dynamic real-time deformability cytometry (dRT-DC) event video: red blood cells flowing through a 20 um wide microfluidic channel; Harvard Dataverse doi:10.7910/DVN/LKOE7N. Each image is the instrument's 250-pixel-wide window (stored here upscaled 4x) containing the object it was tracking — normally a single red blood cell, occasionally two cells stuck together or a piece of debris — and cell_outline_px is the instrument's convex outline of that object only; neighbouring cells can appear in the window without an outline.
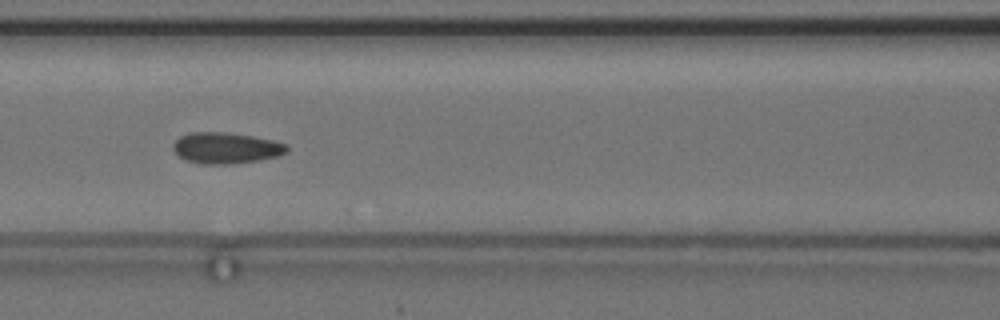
{"species": "common noctule bat (a hibernating species)", "species_latin": "Nyctalus noctula", "temperature_condition": "cold", "stored_images_in_passage": 37, "camera_frame_rate_fps": 3000, "um_per_image_px": 0.085, "animal": {"sex": "female", "body_mass_g": 24.6, "forearm_length_mm": 56.2}, "frame": {"image": 1, "passage_image": 11, "time_ms": 3.333, "image_size_px": [1000, 320], "cell_outline_px": [[288, 152], [276, 156], [260, 160], [232, 164], [200, 164], [184, 160], [172, 148], [172, 144], [180, 136], [192, 132], [224, 132], [252, 136], [272, 140], [288, 144]], "centroid_in_image_um": [19.2, 12.58], "position_along_channel_um": 147.4, "area_um2": 20.69}, "authors_computed_cell_mechanics": {"area_um2": 20.1722, "velocity_mm_per_s": 3.6337, "shape_relaxation_time_tau1_ms": null, "shape_relaxation_time_tau2_ms": 1.7021, "deformation_change_tau1": null, "deformation_change_tau2": 0.0725}}